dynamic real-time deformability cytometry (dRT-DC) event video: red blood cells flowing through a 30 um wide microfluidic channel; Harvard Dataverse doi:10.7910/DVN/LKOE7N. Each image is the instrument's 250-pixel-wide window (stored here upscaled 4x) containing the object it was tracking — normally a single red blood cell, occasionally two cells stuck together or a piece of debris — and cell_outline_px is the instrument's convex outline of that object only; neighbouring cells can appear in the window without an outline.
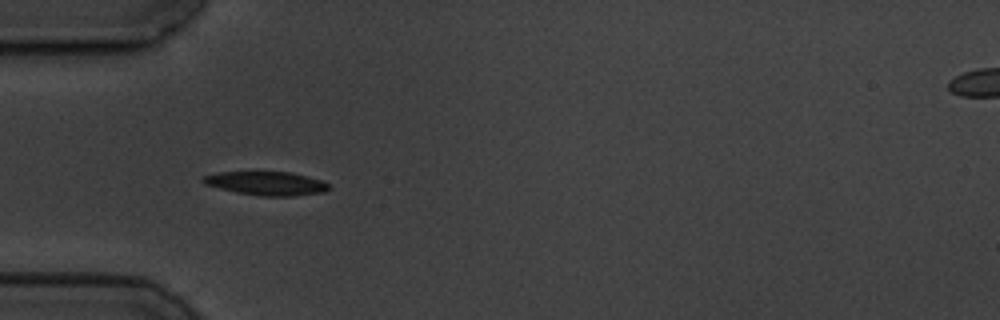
{"species": "common noctule bat (a hibernating species)", "species_latin": "Nyctalus noctula", "temperature_condition": "cold", "stored_images_in_passage": 41, "camera_frame_rate_fps": 3000, "um_per_image_px": 0.085, "animal": {"sex": "male", "body_mass_g": 19.5, "forearm_length_mm": 54.6}, "frame": {"image": 1, "passage_image": 1, "time_ms": 0.0, "image_size_px": [1000, 320], "cell_outline_px": [[332, 188], [324, 192], [292, 196], [260, 196], [236, 192], [204, 184], [200, 180], [204, 176], [216, 172], [292, 172], [308, 176], [320, 180], [328, 184]], "centroid_in_image_um": [22.65, 15.58], "position_along_channel_um": 62.4, "area_um2": 17.4}}
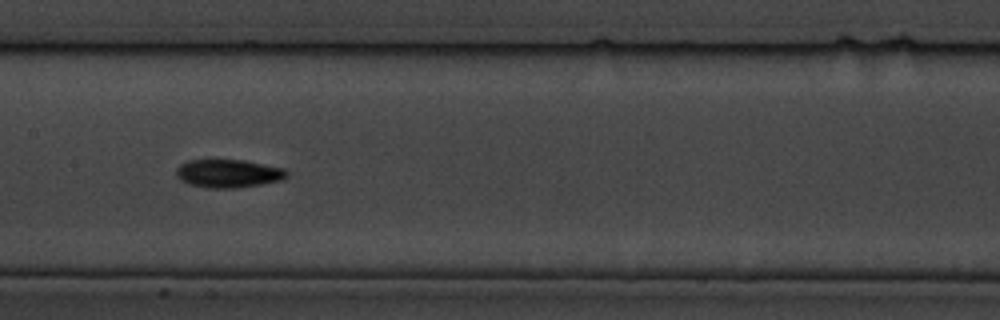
{"frame": {"image": 2, "passage_image": 12, "time_ms": 3.667, "image_size_px": [1000, 320], "cell_outline_px": [[288, 176], [280, 180], [264, 184], [236, 188], [204, 188], [188, 184], [180, 180], [176, 176], [176, 168], [180, 164], [188, 160], [244, 160], [284, 168], [288, 172]], "centroid_in_image_um": [19.39, 14.75], "position_along_channel_um": 188.0, "area_um2": 18.38}}
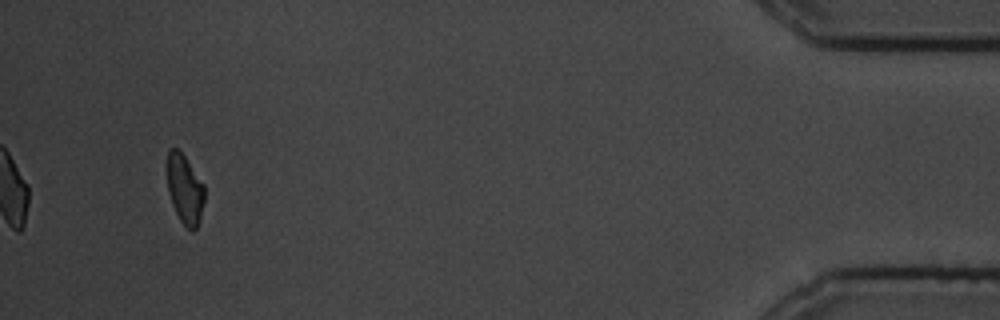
{"frame": {"image": 3, "passage_image": 38, "time_ms": 12.333, "image_size_px": [1000, 320], "cell_outline_px": [[204, 200], [200, 220], [196, 228], [192, 232], [180, 220], [172, 204], [168, 192], [168, 148], [176, 148], [184, 156], [204, 184]], "centroid_in_image_um": [15.72, 16.1], "position_along_channel_um": 419.5, "area_um2": 14.85}, "authors_computed_cell_mechanics": {"area_um2": 16.6464, "velocity_mm_per_s": 3.4844, "shape_relaxation_time_tau1_ms": 2.2731, "shape_relaxation_time_tau2_ms": null, "deformation_change_tau1": 0.0941, "deformation_change_tau2": null}}